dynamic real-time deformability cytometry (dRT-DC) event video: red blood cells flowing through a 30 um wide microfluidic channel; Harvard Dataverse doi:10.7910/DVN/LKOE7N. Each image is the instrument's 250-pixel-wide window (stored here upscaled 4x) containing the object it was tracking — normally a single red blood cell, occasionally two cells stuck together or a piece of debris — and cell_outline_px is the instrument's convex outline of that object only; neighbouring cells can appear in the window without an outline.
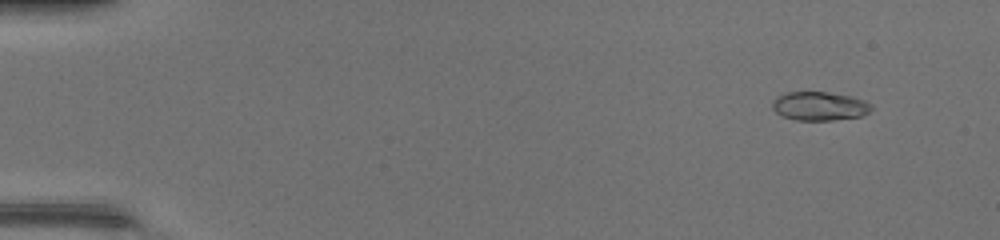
{"species": "common noctule bat (a hibernating species)", "species_latin": "Nyctalus noctula", "temperature_condition": "warm", "stored_images_in_passage": 47, "camera_frame_rate_fps": 3000, "um_per_image_px": 0.085, "animal": {"sex": "female", "body_mass_g": 17.0, "forearm_length_mm": 48.0}, "frame": {"image": 1, "passage_image": 3, "time_ms": 0.667, "image_size_px": [1000, 240], "cell_outline_px": [[872, 108], [868, 112], [860, 116], [832, 120], [796, 120], [784, 116], [776, 112], [772, 108], [772, 100], [776, 96], [784, 92], [828, 92], [852, 96], [864, 100], [872, 104]], "centroid_in_image_um": [69.64, 9.0], "position_along_channel_um": 15.4, "area_um2": 16.65}}
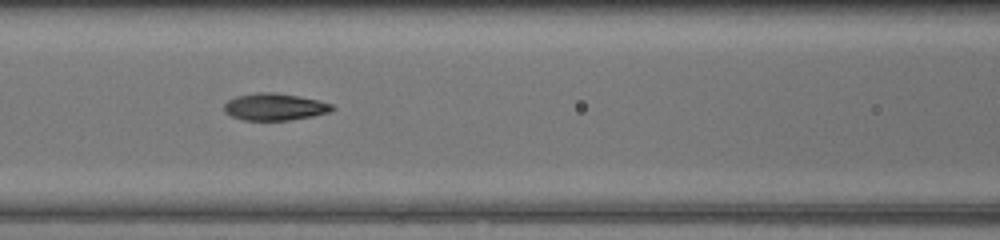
{"frame": {"image": 2, "passage_image": 21, "time_ms": 6.667, "image_size_px": [1000, 240], "cell_outline_px": [[336, 108], [328, 112], [312, 116], [288, 120], [244, 120], [232, 116], [224, 112], [224, 104], [228, 100], [236, 96], [256, 92], [272, 92], [296, 96], [316, 100], [332, 104]], "centroid_in_image_um": [23.31, 9.08], "position_along_channel_um": 143.3, "area_um2": 16.82}}
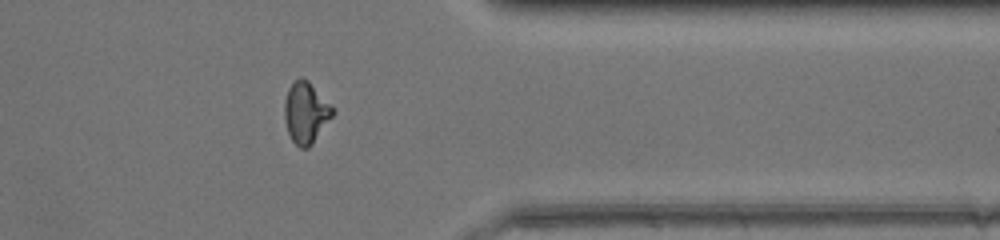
{"frame": {"image": 3, "passage_image": 38, "time_ms": 12.333, "image_size_px": [1000, 240], "cell_outline_px": [[332, 116], [312, 144], [308, 148], [300, 148], [292, 140], [288, 132], [284, 120], [284, 104], [288, 88], [300, 76], [308, 80], [332, 108]], "centroid_in_image_um": [25.95, 9.58], "position_along_channel_um": 385.5, "area_um2": 16.76}, "authors_computed_cell_mechanics": {"area_um2": 16.6464, "velocity_mm_per_s": 4.4414, "shape_relaxation_time_tau1_ms": 5.4587, "shape_relaxation_time_tau2_ms": 1.0297, "deformation_change_tau1": 0.2477, "deformation_change_tau2": 0.0628}}